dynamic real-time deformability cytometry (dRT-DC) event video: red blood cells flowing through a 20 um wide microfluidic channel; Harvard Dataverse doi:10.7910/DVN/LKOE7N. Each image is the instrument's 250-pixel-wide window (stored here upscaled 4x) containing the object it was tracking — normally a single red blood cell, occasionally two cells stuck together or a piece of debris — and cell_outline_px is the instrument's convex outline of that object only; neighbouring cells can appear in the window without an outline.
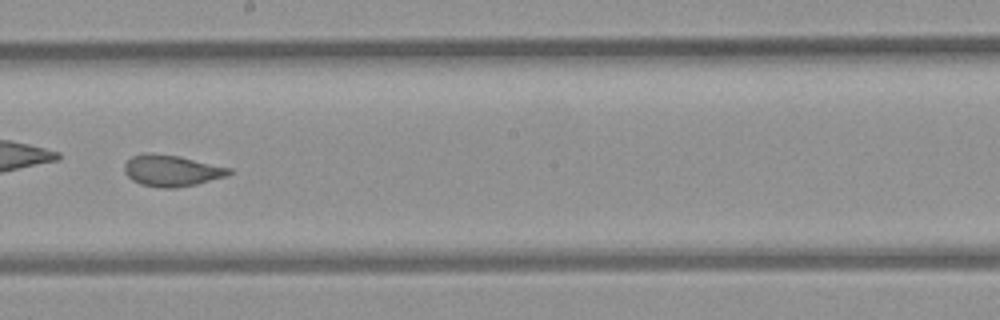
{"species": "common noctule bat (a hibernating species)", "species_latin": "Nyctalus noctula", "temperature_condition": "room temperature", "stored_images_in_passage": 53, "camera_frame_rate_fps": 3000, "um_per_image_px": 0.085, "animal": {"sex": "female", "body_mass_g": 21.9}, "frame": {"image": 1, "passage_image": 31, "time_ms": 10.0, "image_size_px": [1000, 320], "cell_outline_px": [[232, 172], [228, 176], [196, 184], [176, 188], [160, 188], [140, 184], [132, 180], [124, 172], [124, 164], [132, 156], [144, 152], [152, 152], [180, 156], [232, 168]], "centroid_in_image_um": [14.59, 14.49], "position_along_channel_um": 233.6, "area_um2": 19.42}, "authors_computed_cell_mechanics": {"area_um2": 23.6402, "velocity_mm_per_s": 3.9535, "shape_relaxation_time_tau1_ms": null, "shape_relaxation_time_tau2_ms": 0.862, "deformation_change_tau1": null, "deformation_change_tau2": 0.0716}}